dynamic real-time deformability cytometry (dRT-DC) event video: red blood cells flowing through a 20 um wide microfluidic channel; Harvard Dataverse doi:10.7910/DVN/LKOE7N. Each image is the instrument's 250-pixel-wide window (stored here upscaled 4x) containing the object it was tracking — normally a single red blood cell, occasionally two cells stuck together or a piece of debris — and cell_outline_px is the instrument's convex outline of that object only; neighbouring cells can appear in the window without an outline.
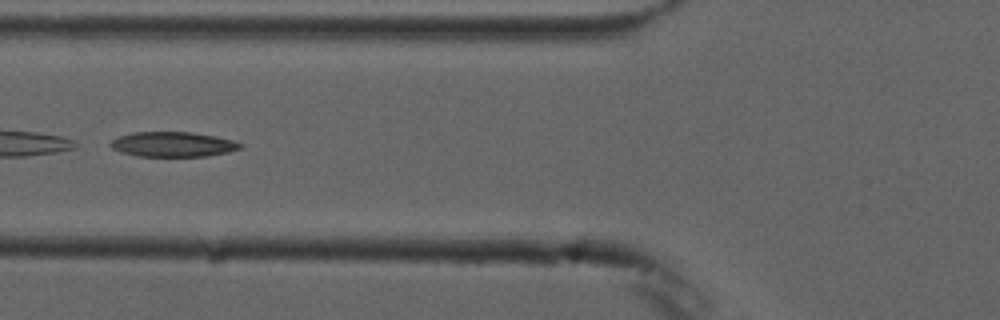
{"species": "common noctule bat (a hibernating species)", "species_latin": "Nyctalus noctula", "temperature_condition": "cold", "stored_images_in_passage": 5, "camera_frame_rate_fps": 3000, "um_per_image_px": 0.085, "animal": {"sex": "male", "forearm_length_mm": 52.5}, "frame": {"image": 1, "passage_image": 5, "time_ms": 5.0, "image_size_px": [1000, 320], "cell_outline_px": [[244, 148], [228, 152], [208, 156], [136, 156], [120, 152], [112, 148], [108, 144], [112, 140], [120, 136], [136, 132], [192, 132], [216, 136], [236, 140], [244, 144]], "centroid_in_image_um": [14.76, 12.27], "position_along_channel_um": 111.0, "area_um2": 19.07}}